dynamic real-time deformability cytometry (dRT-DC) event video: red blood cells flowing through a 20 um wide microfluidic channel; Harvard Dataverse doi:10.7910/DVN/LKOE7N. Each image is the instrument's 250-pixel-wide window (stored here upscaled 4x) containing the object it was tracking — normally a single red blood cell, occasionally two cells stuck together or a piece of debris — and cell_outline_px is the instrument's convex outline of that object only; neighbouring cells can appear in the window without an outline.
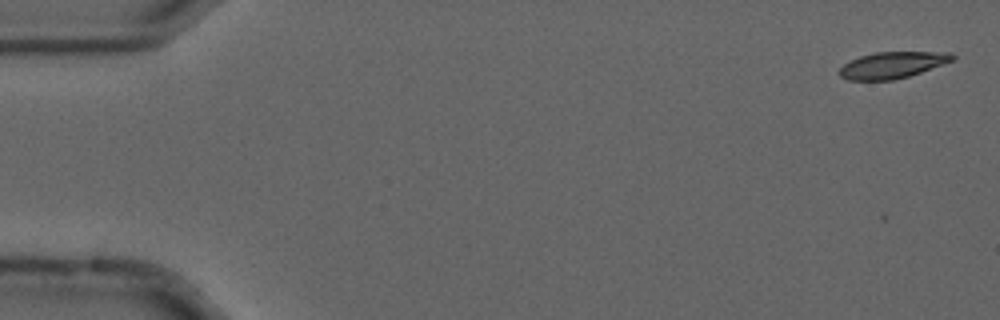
{"species": "common noctule bat (a hibernating species)", "species_latin": "Nyctalus noctula", "temperature_condition": "cold", "stored_images_in_passage": 55, "camera_frame_rate_fps": 3000, "um_per_image_px": 0.085, "animal": {"sex": "male", "forearm_length_mm": 52.5}, "frame": {"image": 1, "passage_image": 1, "time_ms": 0.0, "image_size_px": [1000, 320], "cell_outline_px": [[956, 60], [908, 76], [892, 80], [848, 80], [840, 76], [840, 68], [844, 64], [860, 56], [876, 52], [952, 52], [956, 56]], "centroid_in_image_um": [75.9, 5.52], "position_along_channel_um": 9.1, "area_um2": 17.34}}
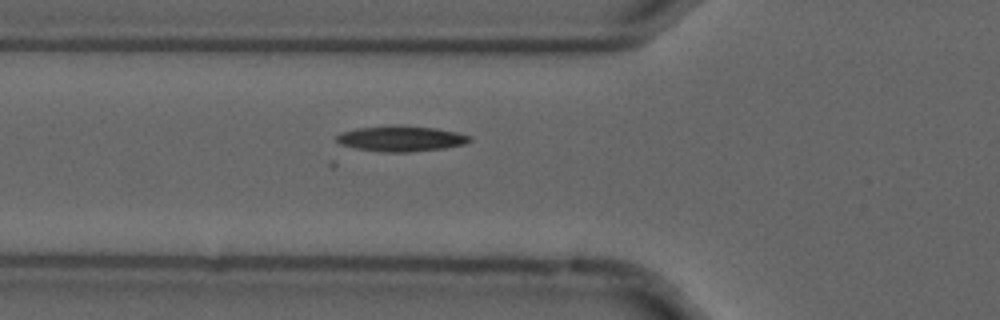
{"frame": {"image": 2, "passage_image": 19, "time_ms": 6.0, "image_size_px": [1000, 320], "cell_outline_px": [[472, 140], [464, 144], [444, 148], [408, 152], [384, 152], [356, 148], [340, 144], [336, 140], [336, 136], [340, 132], [356, 128], [400, 124], [436, 128], [456, 132], [472, 136]], "centroid_in_image_um": [34.09, 11.76], "position_along_channel_um": 91.7, "area_um2": 20.0}}
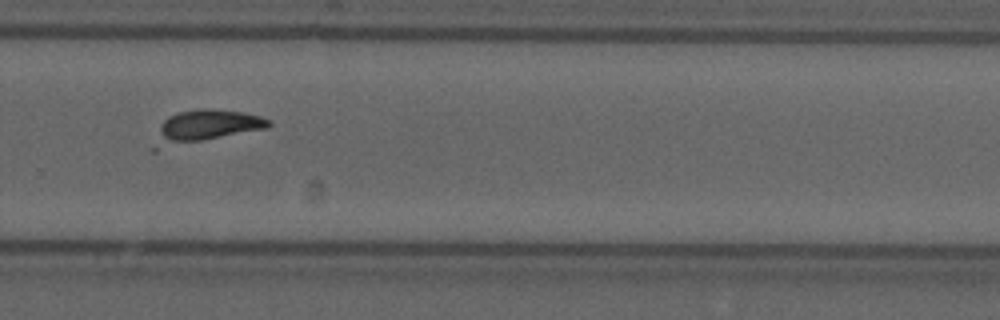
{"frame": {"image": 3, "passage_image": 37, "time_ms": 12.0, "image_size_px": [1000, 320], "cell_outline_px": [[272, 124], [268, 128], [204, 140], [160, 140], [160, 124], [168, 116], [180, 112], [204, 108], [208, 108], [244, 112], [260, 116], [268, 120]], "centroid_in_image_um": [17.81, 10.58], "position_along_channel_um": 312.0, "area_um2": 18.96}}